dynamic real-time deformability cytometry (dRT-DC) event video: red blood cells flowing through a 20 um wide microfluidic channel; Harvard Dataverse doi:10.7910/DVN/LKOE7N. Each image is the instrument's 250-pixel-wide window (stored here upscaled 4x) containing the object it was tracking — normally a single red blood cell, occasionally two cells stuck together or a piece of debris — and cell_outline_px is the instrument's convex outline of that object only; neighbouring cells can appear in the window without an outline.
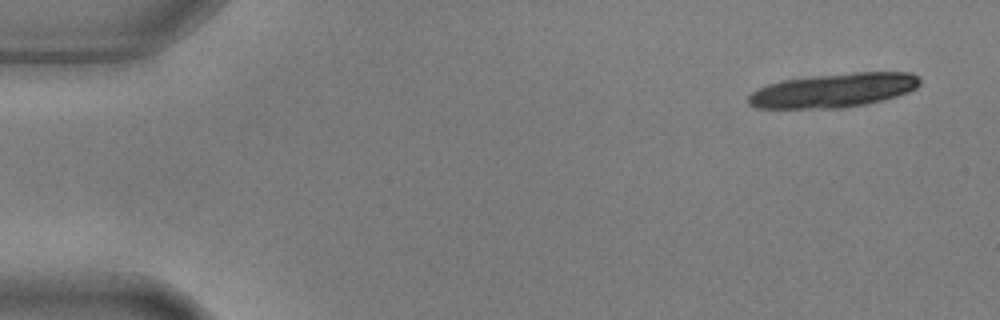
{"species": "common noctule bat (a hibernating species)", "species_latin": "Nyctalus noctula", "temperature_condition": "warm", "stored_images_in_passage": 7, "camera_frame_rate_fps": 3000, "um_per_image_px": 0.085, "animal": {"sex": "male", "body_mass_g": 17.9, "forearm_length_mm": 54.2}, "frame": {"image": 1, "passage_image": 1, "time_ms": 0.0, "image_size_px": [1000, 320], "cell_outline_px": [[920, 84], [916, 88], [908, 92], [884, 100], [864, 104], [840, 108], [756, 108], [748, 104], [748, 96], [752, 92], [768, 84], [784, 80], [816, 76], [852, 72], [912, 72], [920, 76]], "centroid_in_image_um": [70.9, 7.67], "position_along_channel_um": 14.1, "area_um2": 33.99}}
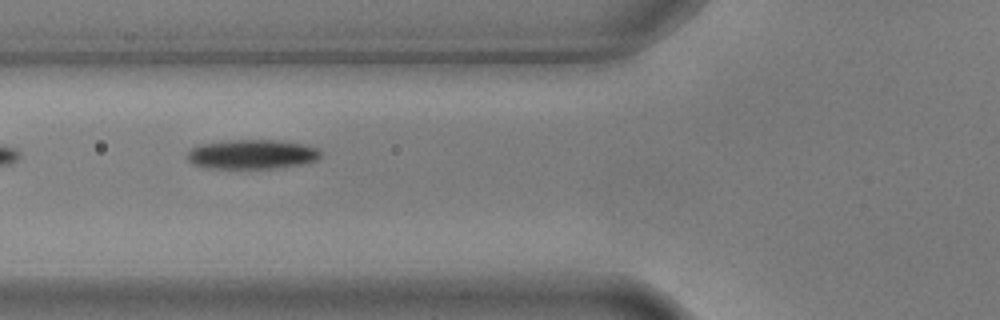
{"frame": {"image": 2, "passage_image": 6, "time_ms": 1.667, "image_size_px": [1000, 320], "cell_outline_px": [[320, 156], [316, 160], [304, 164], [272, 168], [204, 168], [188, 160], [188, 152], [192, 148], [200, 144], [228, 140], [272, 140], [304, 144], [316, 148], [320, 152]], "centroid_in_image_um": [21.41, 13.11], "position_along_channel_um": 104.4, "area_um2": 22.66}}
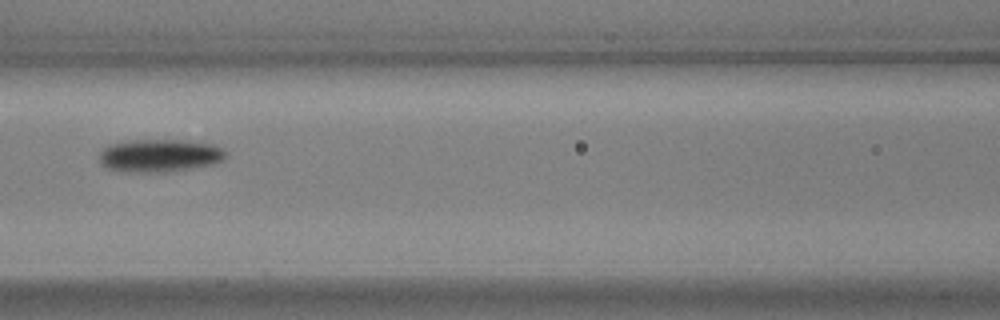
{"frame": {"image": 3, "passage_image": 7, "time_ms": 2.0, "image_size_px": [1000, 320], "cell_outline_px": [[228, 156], [224, 160], [216, 164], [192, 168], [164, 172], [124, 172], [108, 168], [100, 164], [100, 152], [108, 144], [124, 140], [188, 140], [216, 144], [224, 148], [228, 152]], "centroid_in_image_um": [13.63, 13.21], "position_along_channel_um": 153.0, "area_um2": 24.85}}